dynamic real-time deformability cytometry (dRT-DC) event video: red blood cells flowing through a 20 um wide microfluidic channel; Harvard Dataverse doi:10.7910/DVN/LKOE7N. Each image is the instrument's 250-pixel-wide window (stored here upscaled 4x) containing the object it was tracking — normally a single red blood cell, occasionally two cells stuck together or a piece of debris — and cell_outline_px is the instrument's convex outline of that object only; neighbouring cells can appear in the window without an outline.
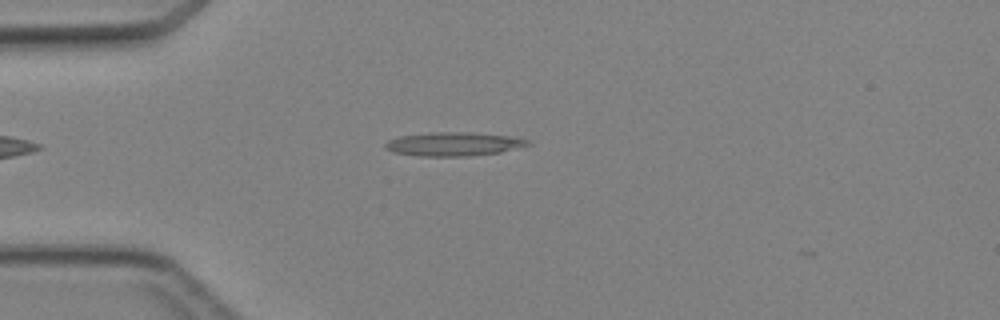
{"species": "Egyptian fruit bat (a non-hibernating species)", "species_latin": "Rousettus aegyptiacus", "temperature_condition": "cold", "stored_images_in_passage": 4, "camera_frame_rate_fps": 3000, "um_per_image_px": 0.085, "animal": {"sex": "female"}, "frame": {"image": 1, "passage_image": 4, "time_ms": 3.333, "image_size_px": [1000, 320], "cell_outline_px": [[532, 144], [500, 152], [468, 156], [420, 156], [396, 152], [388, 148], [384, 144], [388, 140], [400, 136], [432, 132], [468, 132], [508, 136], [528, 140]], "centroid_in_image_um": [38.57, 12.24], "position_along_channel_um": 46.4, "area_um2": 19.36}}